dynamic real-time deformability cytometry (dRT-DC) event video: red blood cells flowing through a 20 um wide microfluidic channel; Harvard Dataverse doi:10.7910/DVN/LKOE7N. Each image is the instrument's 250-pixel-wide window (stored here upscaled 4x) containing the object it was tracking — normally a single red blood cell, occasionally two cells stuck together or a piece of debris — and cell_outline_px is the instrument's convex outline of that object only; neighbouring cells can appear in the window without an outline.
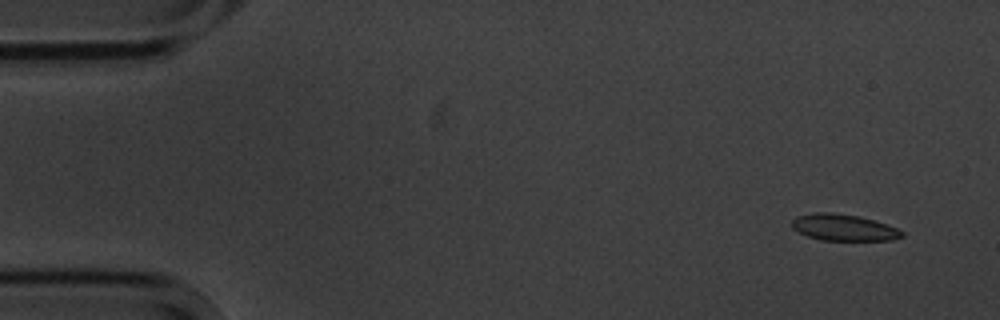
{"species": "common noctule bat (a hibernating species)", "species_latin": "Nyctalus noctula", "temperature_condition": "cold", "stored_images_in_passage": 7, "camera_frame_rate_fps": 3000, "um_per_image_px": 0.085, "animal": {"sex": "male", "body_mass_g": 20.1, "forearm_length_mm": 53.5}, "frame": {"image": 1, "passage_image": 1, "time_ms": 0.0, "image_size_px": [1000, 320], "cell_outline_px": [[904, 236], [892, 240], [820, 240], [808, 236], [792, 228], [792, 220], [796, 216], [812, 212], [832, 212], [860, 216], [888, 224], [904, 232]], "centroid_in_image_um": [71.71, 19.32], "position_along_channel_um": 13.3, "area_um2": 17.11}}
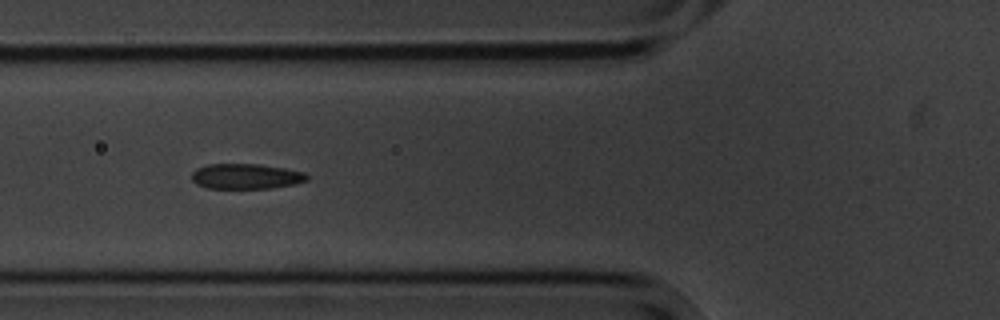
{"frame": {"image": 2, "passage_image": 6, "time_ms": 5.667, "image_size_px": [1000, 320], "cell_outline_px": [[308, 180], [292, 184], [272, 188], [208, 188], [196, 184], [192, 180], [192, 172], [196, 168], [208, 164], [260, 164], [284, 168], [304, 172], [308, 176]], "centroid_in_image_um": [20.88, 14.98], "position_along_channel_um": 104.9, "area_um2": 16.94}}
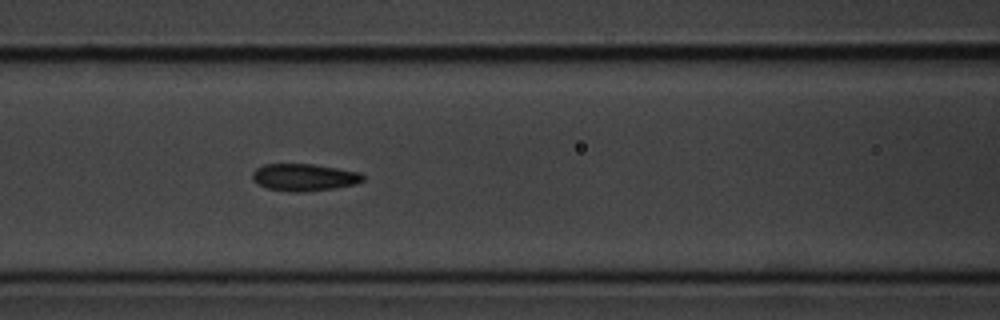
{"frame": {"image": 3, "passage_image": 7, "time_ms": 6.667, "image_size_px": [1000, 320], "cell_outline_px": [[364, 180], [356, 184], [332, 188], [304, 192], [288, 192], [268, 188], [252, 180], [252, 172], [256, 168], [264, 164], [312, 164], [360, 172], [364, 176]], "centroid_in_image_um": [25.84, 15.07], "position_along_channel_um": 140.8, "area_um2": 17.46}}